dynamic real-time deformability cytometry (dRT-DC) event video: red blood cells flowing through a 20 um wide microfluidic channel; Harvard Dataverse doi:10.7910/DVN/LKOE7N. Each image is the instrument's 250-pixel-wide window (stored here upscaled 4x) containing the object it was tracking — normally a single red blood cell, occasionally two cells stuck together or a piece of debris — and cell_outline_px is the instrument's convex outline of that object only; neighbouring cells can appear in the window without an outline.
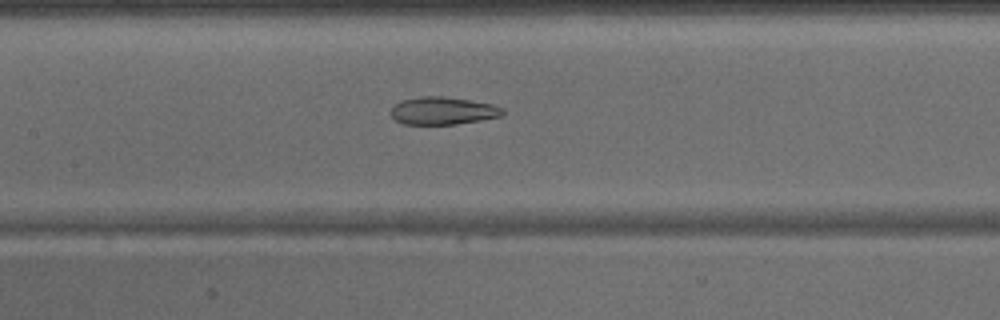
{"species": "common noctule bat (a hibernating species)", "species_latin": "Nyctalus noctula", "temperature_condition": "warm", "stored_images_in_passage": 37, "camera_frame_rate_fps": 3000, "um_per_image_px": 0.085, "animal": {"sex": "male", "body_mass_g": 15.6}, "frame": {"image": 1, "passage_image": 21, "time_ms": 6.667, "image_size_px": [1000, 320], "cell_outline_px": [[504, 112], [500, 116], [480, 120], [456, 124], [404, 124], [396, 120], [388, 112], [400, 100], [424, 96], [440, 96], [468, 100], [492, 104], [504, 108]], "centroid_in_image_um": [37.62, 9.41], "position_along_channel_um": 169.8, "area_um2": 17.86}}
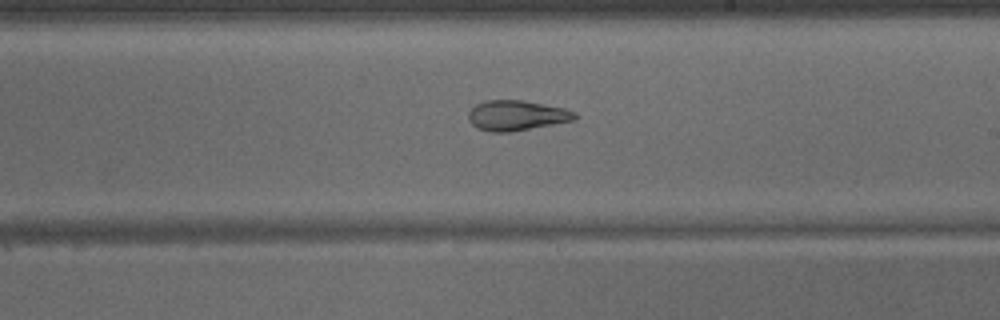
{"frame": {"image": 2, "passage_image": 26, "time_ms": 8.333, "image_size_px": [1000, 320], "cell_outline_px": [[576, 116], [572, 120], [512, 132], [488, 132], [476, 128], [468, 120], [468, 112], [476, 104], [484, 100], [524, 100], [564, 108], [576, 112]], "centroid_in_image_um": [43.85, 9.81], "position_along_channel_um": 245.2, "area_um2": 18.73}}
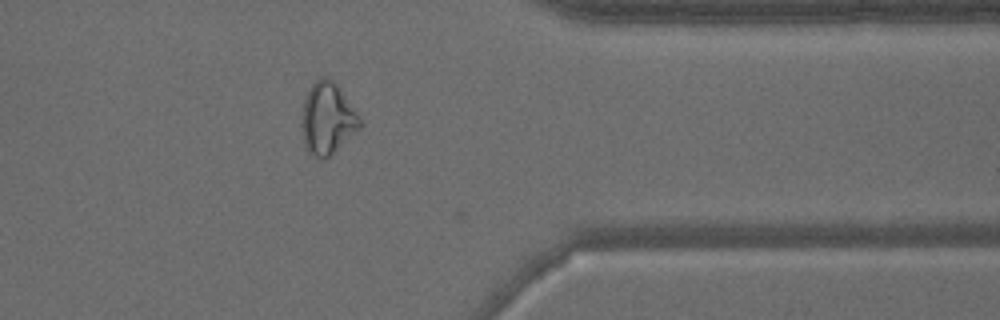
{"frame": {"image": 3, "passage_image": 36, "time_ms": 11.667, "image_size_px": [1000, 320], "cell_outline_px": [[360, 128], [356, 132], [324, 160], [320, 160], [308, 152], [304, 144], [300, 124], [304, 96], [308, 88], [320, 76], [324, 76], [332, 80], [340, 88], [356, 112], [360, 120]], "centroid_in_image_um": [27.78, 10.07], "position_along_channel_um": 383.6, "area_um2": 24.39}}